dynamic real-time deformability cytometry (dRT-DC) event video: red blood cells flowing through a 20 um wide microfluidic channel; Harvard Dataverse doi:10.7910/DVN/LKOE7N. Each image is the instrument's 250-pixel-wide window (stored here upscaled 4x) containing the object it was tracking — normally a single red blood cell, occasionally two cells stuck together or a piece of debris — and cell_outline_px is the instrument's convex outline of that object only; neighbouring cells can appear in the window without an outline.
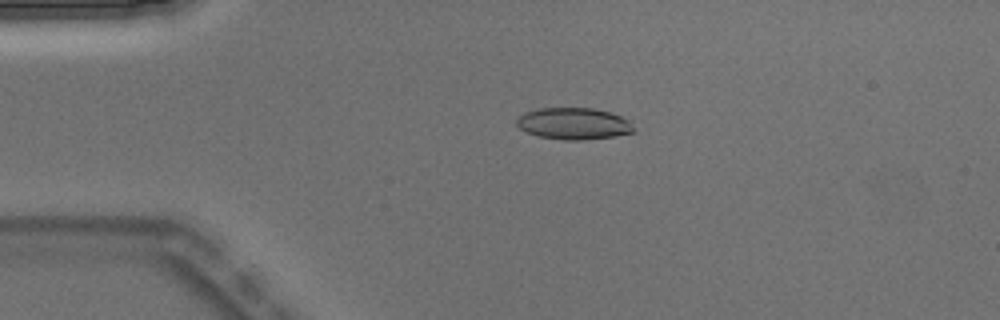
{"species": "Egyptian fruit bat (a non-hibernating species)", "species_latin": "Rousettus aegyptiacus", "temperature_condition": "warm", "stored_images_in_passage": 4, "camera_frame_rate_fps": 3000, "um_per_image_px": 0.085, "animal": {"sex": "male"}, "frame": {"image": 1, "passage_image": 3, "time_ms": 0.667, "image_size_px": [1000, 320], "cell_outline_px": [[636, 132], [616, 136], [584, 140], [564, 140], [536, 136], [520, 128], [516, 124], [516, 120], [524, 112], [540, 108], [596, 108], [612, 112], [628, 120]], "centroid_in_image_um": [48.78, 10.51], "position_along_channel_um": 36.2, "area_um2": 21.79}}